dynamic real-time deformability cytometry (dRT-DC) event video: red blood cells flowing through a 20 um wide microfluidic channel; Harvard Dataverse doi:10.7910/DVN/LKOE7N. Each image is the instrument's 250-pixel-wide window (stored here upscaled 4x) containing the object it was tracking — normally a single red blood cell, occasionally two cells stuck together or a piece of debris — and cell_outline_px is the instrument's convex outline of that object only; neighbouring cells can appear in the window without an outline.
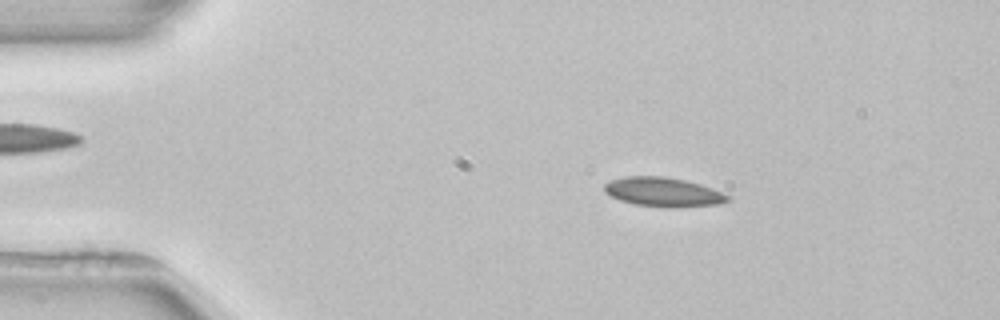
{"species": "common noctule bat (a hibernating species)", "species_latin": "Nyctalus noctula", "temperature_condition": "room temperature", "stored_images_in_passage": 3, "camera_frame_rate_fps": 3000, "um_per_image_px": 0.085, "animal": {"sex": "female", "body_mass_g": 22.7, "forearm_length_mm": 54.2}, "frame": {"image": 1, "passage_image": 2, "time_ms": 1.333, "image_size_px": [1000, 320], "cell_outline_px": [[732, 200], [716, 204], [676, 208], [668, 208], [636, 204], [620, 200], [604, 192], [604, 184], [612, 180], [628, 176], [664, 176], [684, 180], [700, 184], [724, 192], [732, 196]], "centroid_in_image_um": [56.43, 16.33], "position_along_channel_um": 28.6, "area_um2": 21.1}}